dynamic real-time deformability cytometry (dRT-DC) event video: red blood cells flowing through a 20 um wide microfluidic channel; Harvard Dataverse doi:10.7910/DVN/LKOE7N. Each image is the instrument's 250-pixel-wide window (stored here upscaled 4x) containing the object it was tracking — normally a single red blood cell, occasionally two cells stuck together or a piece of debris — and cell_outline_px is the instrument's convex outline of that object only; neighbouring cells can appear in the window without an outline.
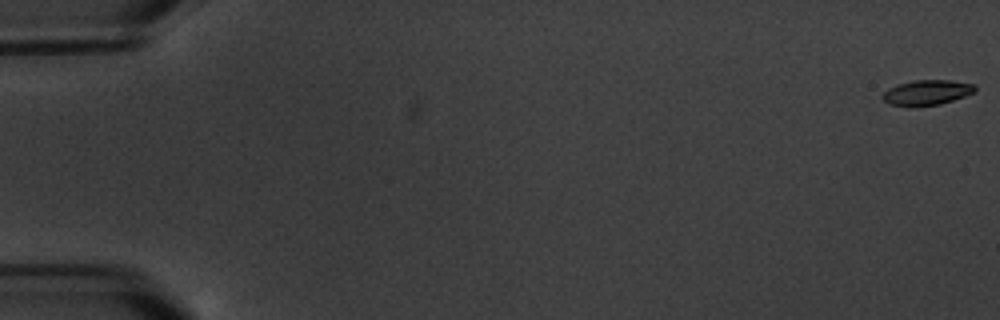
{"species": "common noctule bat (a hibernating species)", "species_latin": "Nyctalus noctula", "temperature_condition": "warm", "stored_images_in_passage": 5, "camera_frame_rate_fps": 3000, "um_per_image_px": 0.085, "animal": {"sex": "male", "body_mass_g": 20.1, "forearm_length_mm": 53.5}, "frame": {"image": 1, "passage_image": 1, "time_ms": 0.0, "image_size_px": [1000, 320], "cell_outline_px": [[976, 92], [940, 104], [916, 108], [888, 104], [880, 96], [888, 88], [900, 84], [916, 80], [948, 80], [976, 84]], "centroid_in_image_um": [78.77, 7.89], "position_along_channel_um": 6.2, "area_um2": 13.76}}